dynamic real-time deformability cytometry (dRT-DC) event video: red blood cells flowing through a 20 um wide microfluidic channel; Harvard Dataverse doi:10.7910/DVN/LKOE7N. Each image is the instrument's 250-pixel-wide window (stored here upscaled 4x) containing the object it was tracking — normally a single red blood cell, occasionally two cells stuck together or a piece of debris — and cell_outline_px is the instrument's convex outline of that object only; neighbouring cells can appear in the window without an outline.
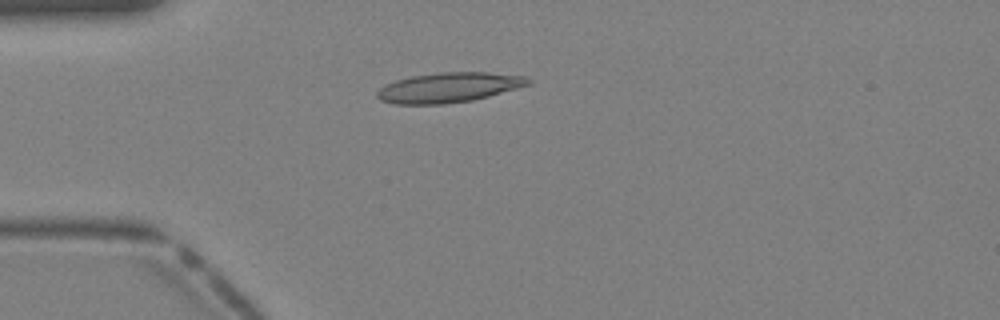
{"species": "Egyptian fruit bat (a non-hibernating species)", "species_latin": "Rousettus aegyptiacus", "temperature_condition": "warm", "stored_images_in_passage": 30, "camera_frame_rate_fps": 3000, "um_per_image_px": 0.085, "animal": {"sex": "female"}, "frame": {"image": 1, "passage_image": 1, "time_ms": 0.0, "image_size_px": [1000, 320], "cell_outline_px": [[532, 80], [528, 84], [516, 88], [488, 96], [472, 100], [444, 104], [396, 104], [380, 100], [376, 96], [376, 92], [380, 88], [396, 80], [412, 76], [440, 72], [488, 72], [524, 76]], "centroid_in_image_um": [38.12, 7.43], "position_along_channel_um": 46.9, "area_um2": 26.07}}
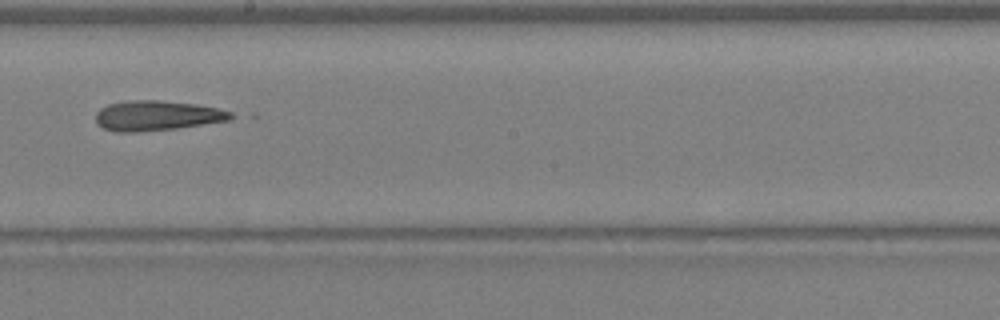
{"frame": {"image": 2, "passage_image": 13, "time_ms": 4.0, "image_size_px": [1000, 320], "cell_outline_px": [[236, 116], [228, 120], [176, 128], [136, 132], [120, 132], [104, 128], [96, 120], [96, 112], [100, 108], [108, 104], [124, 100], [160, 100], [196, 104], [216, 108], [232, 112]], "centroid_in_image_um": [13.33, 9.81], "position_along_channel_um": 234.9, "area_um2": 23.47}}
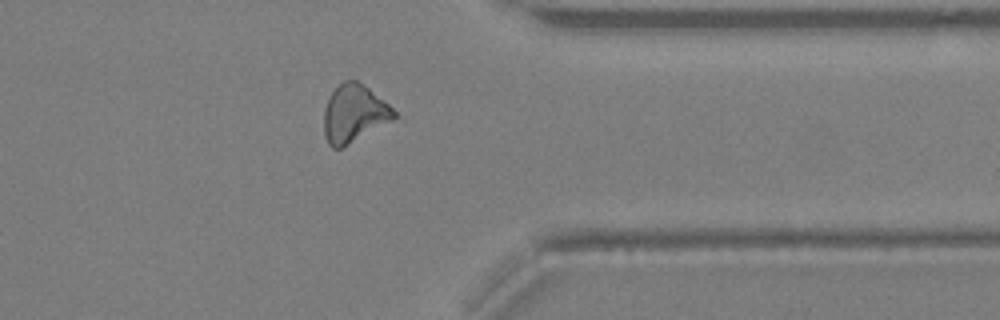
{"frame": {"image": 3, "passage_image": 22, "time_ms": 7.0, "image_size_px": [1000, 320], "cell_outline_px": [[396, 116], [392, 120], [340, 148], [332, 148], [328, 144], [324, 136], [324, 108], [332, 92], [344, 80], [356, 80], [364, 84], [388, 104], [396, 112]], "centroid_in_image_um": [30.07, 9.64], "position_along_channel_um": 381.3, "area_um2": 23.12}}